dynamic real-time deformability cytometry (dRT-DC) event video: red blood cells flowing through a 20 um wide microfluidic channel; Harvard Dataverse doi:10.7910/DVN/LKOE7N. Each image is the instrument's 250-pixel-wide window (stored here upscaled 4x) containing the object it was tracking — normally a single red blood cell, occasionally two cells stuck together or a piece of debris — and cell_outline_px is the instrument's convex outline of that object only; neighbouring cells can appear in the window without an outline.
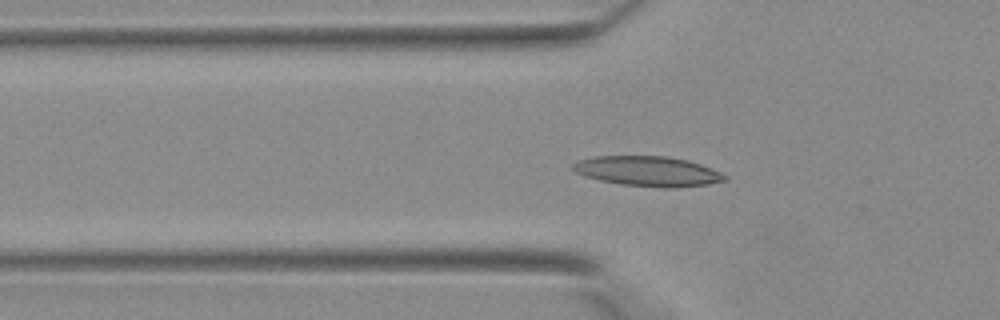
{"species": "Egyptian fruit bat (a non-hibernating species)", "species_latin": "Rousettus aegyptiacus", "temperature_condition": "warm", "stored_images_in_passage": 40, "camera_frame_rate_fps": 3000, "um_per_image_px": 0.085, "animal": {"sex": "female"}, "frame": {"image": 1, "passage_image": 13, "time_ms": 4.0, "image_size_px": [1000, 320], "cell_outline_px": [[728, 180], [708, 184], [672, 188], [660, 188], [620, 184], [600, 180], [584, 176], [576, 172], [572, 168], [572, 164], [580, 160], [592, 156], [664, 156], [688, 160], [700, 164], [720, 172], [728, 176]], "centroid_in_image_um": [55.08, 14.56], "position_along_channel_um": 70.7, "area_um2": 26.59}}
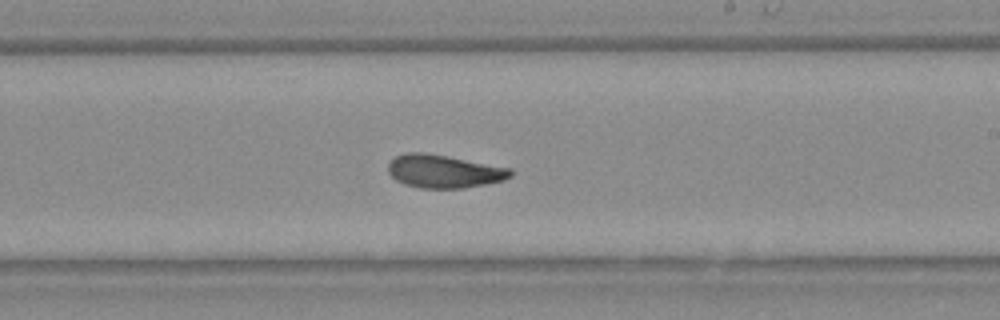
{"frame": {"image": 2, "passage_image": 24, "time_ms": 7.667, "image_size_px": [1000, 320], "cell_outline_px": [[512, 176], [504, 180], [464, 188], [420, 188], [404, 184], [396, 180], [388, 172], [388, 164], [396, 156], [408, 152], [420, 152], [444, 156], [512, 168]], "centroid_in_image_um": [37.73, 14.57], "position_along_channel_um": 251.3, "area_um2": 23.35}}
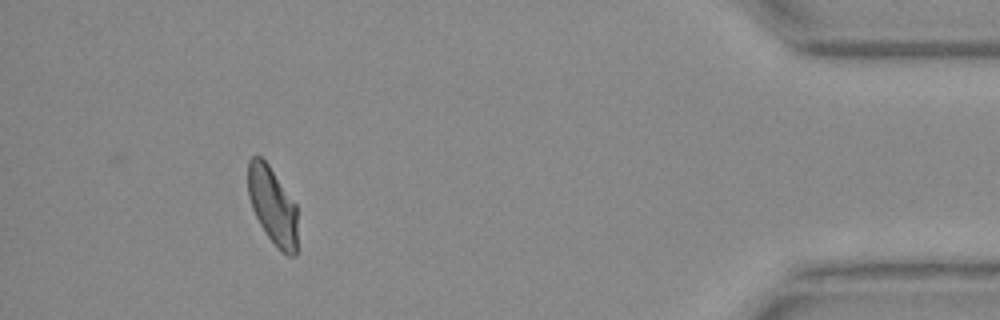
{"frame": {"image": 3, "passage_image": 37, "time_ms": 12.0, "image_size_px": [1000, 320], "cell_outline_px": [[296, 256], [288, 256], [268, 236], [260, 224], [252, 208], [248, 196], [248, 160], [252, 156], [260, 156], [268, 164], [296, 204]], "centroid_in_image_um": [23.15, 17.44], "position_along_channel_um": 412.0, "area_um2": 21.91}}